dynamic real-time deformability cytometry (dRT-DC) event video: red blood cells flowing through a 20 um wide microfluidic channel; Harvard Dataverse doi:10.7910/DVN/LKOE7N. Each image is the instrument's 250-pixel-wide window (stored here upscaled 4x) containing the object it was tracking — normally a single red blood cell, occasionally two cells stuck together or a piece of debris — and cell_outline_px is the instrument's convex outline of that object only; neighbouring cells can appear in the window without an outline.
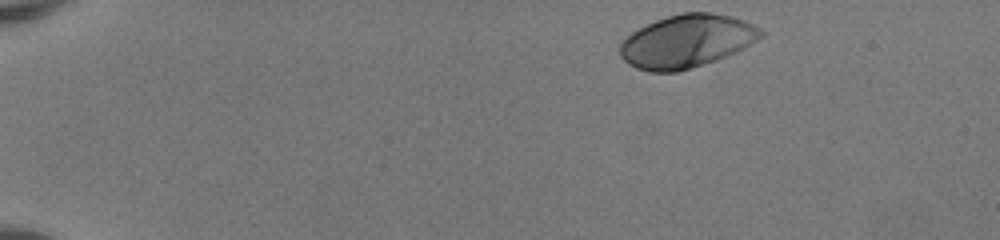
{"species": "human", "species_latin": "Homo sapiens", "temperature_condition": "room temperature", "stored_images_in_passage": 44, "camera_frame_rate_fps": 3000, "um_per_image_px": 0.085, "donor": {"sex": "female"}, "frame": {"image": 1, "passage_image": 1, "time_ms": 0.0, "image_size_px": [1000, 240], "cell_outline_px": [[764, 36], [744, 48], [736, 52], [716, 60], [676, 72], [648, 72], [636, 68], [628, 64], [620, 56], [620, 44], [632, 32], [656, 20], [668, 16], [684, 12], [708, 12], [732, 16], [744, 20], [760, 28], [764, 32]], "centroid_in_image_um": [58.39, 3.5], "position_along_channel_um": 26.6, "area_um2": 43.35}}
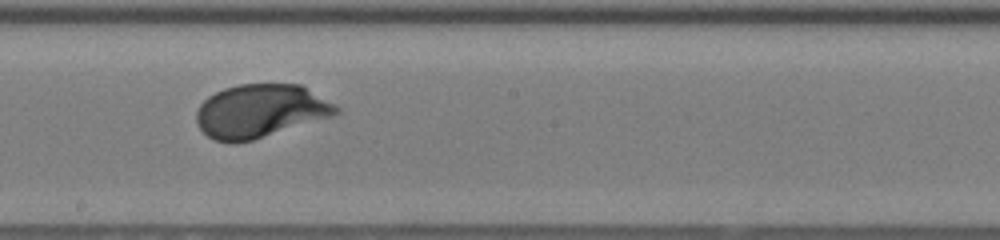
{"frame": {"image": 2, "passage_image": 24, "time_ms": 7.667, "image_size_px": [1000, 240], "cell_outline_px": [[340, 112], [332, 116], [252, 140], [232, 144], [212, 140], [196, 124], [196, 112], [200, 104], [208, 96], [224, 88], [240, 84], [300, 84], [336, 104], [340, 108]], "centroid_in_image_um": [22.11, 9.44], "position_along_channel_um": 226.1, "area_um2": 43.47}}
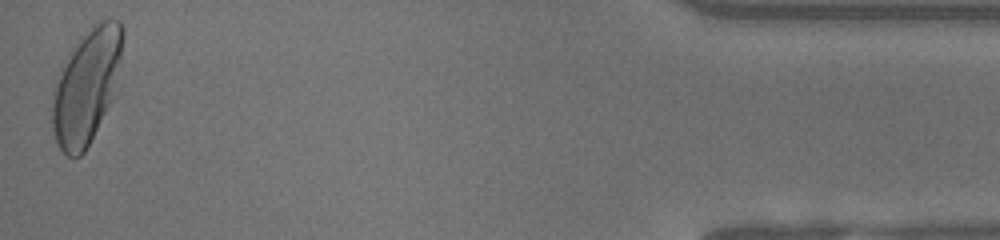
{"frame": {"image": 3, "passage_image": 44, "time_ms": 14.333, "image_size_px": [1000, 240], "cell_outline_px": [[124, 32], [120, 60], [108, 104], [84, 152], [80, 156], [68, 156], [60, 148], [56, 140], [52, 128], [52, 100], [56, 80], [68, 52], [84, 32], [100, 16], [120, 20], [124, 28]], "centroid_in_image_um": [7.32, 7.2], "position_along_channel_um": 427.9, "area_um2": 46.18}, "authors_computed_cell_mechanics": {"area_um2": 42.5119, "velocity_mm_per_s": 4.0729, "shape_relaxation_time_tau1_ms": 1.8586, "shape_relaxation_time_tau2_ms": null, "deformation_change_tau1": 0.1569, "deformation_change_tau2": null}}